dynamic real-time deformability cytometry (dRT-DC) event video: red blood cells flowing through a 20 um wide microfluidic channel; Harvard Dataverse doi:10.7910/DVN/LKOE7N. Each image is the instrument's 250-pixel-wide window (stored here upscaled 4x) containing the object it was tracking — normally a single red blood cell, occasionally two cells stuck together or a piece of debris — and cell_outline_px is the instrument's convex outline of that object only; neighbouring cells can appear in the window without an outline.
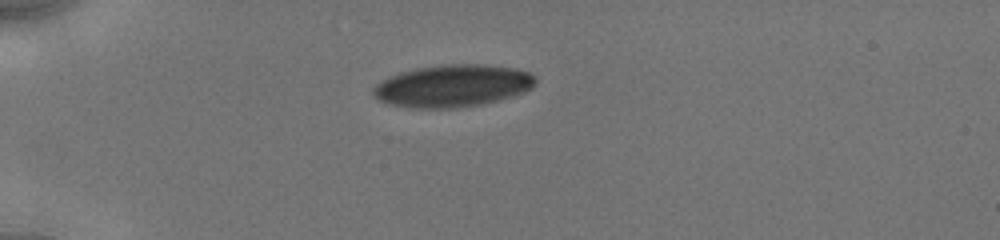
{"species": "human", "species_latin": "Homo sapiens", "temperature_condition": "cold", "stored_images_in_passage": 7, "camera_frame_rate_fps": 3000, "um_per_image_px": 0.085, "donor": {"sex": "male"}, "frame": {"image": 1, "passage_image": 1, "time_ms": 0.0, "image_size_px": [1000, 240], "cell_outline_px": [[536, 84], [532, 88], [524, 92], [500, 100], [484, 104], [456, 108], [408, 108], [388, 104], [380, 100], [372, 92], [372, 88], [376, 84], [388, 76], [400, 72], [416, 68], [448, 64], [484, 64], [516, 68], [528, 72], [536, 76]], "centroid_in_image_um": [38.49, 7.3], "position_along_channel_um": 46.5, "area_um2": 40.34}}